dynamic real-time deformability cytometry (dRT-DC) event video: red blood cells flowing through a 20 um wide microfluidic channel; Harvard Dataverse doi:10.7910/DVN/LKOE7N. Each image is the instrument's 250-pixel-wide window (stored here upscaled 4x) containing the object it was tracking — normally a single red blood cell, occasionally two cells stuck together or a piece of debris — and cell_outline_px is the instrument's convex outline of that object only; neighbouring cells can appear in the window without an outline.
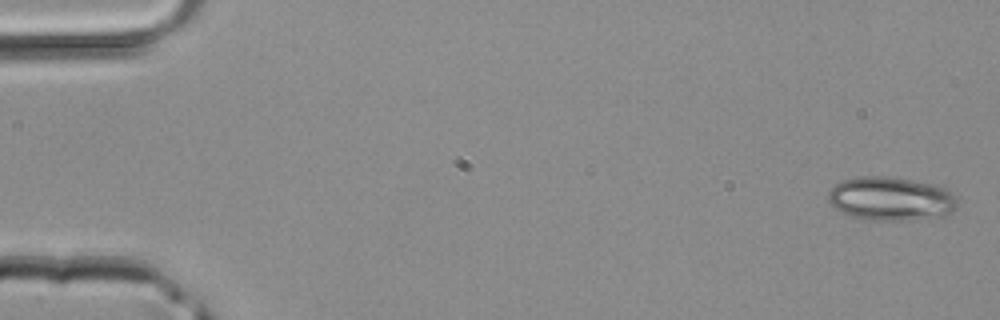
{"species": "common noctule bat (a hibernating species)", "species_latin": "Nyctalus noctula", "temperature_condition": "room temperature", "stored_images_in_passage": 42, "camera_frame_rate_fps": 3000, "um_per_image_px": 0.085, "animal": {"sex": "male", "body_mass_g": 20.4}, "frame": {"image": 1, "passage_image": 1, "time_ms": 0.0, "image_size_px": [1000, 320], "cell_outline_px": [[956, 208], [944, 216], [908, 220], [864, 220], [852, 216], [836, 208], [828, 200], [828, 192], [840, 180], [860, 176], [888, 176], [936, 184], [948, 188], [956, 196]], "centroid_in_image_um": [75.75, 16.88], "position_along_channel_um": 9.3, "area_um2": 33.12}}
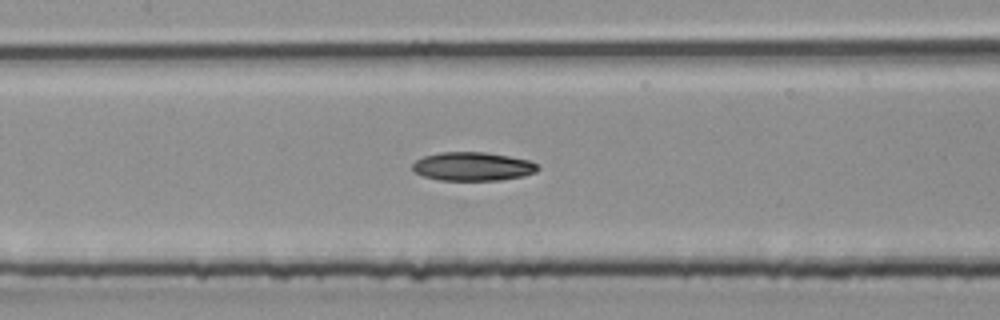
{"frame": {"image": 2, "passage_image": 20, "time_ms": 6.333, "image_size_px": [1000, 320], "cell_outline_px": [[540, 168], [536, 172], [524, 176], [500, 180], [440, 180], [424, 176], [412, 172], [412, 164], [416, 160], [424, 156], [440, 152], [484, 152], [508, 156], [528, 160], [536, 164]], "centroid_in_image_um": [40.16, 14.15], "position_along_channel_um": 167.2, "area_um2": 20.92}}
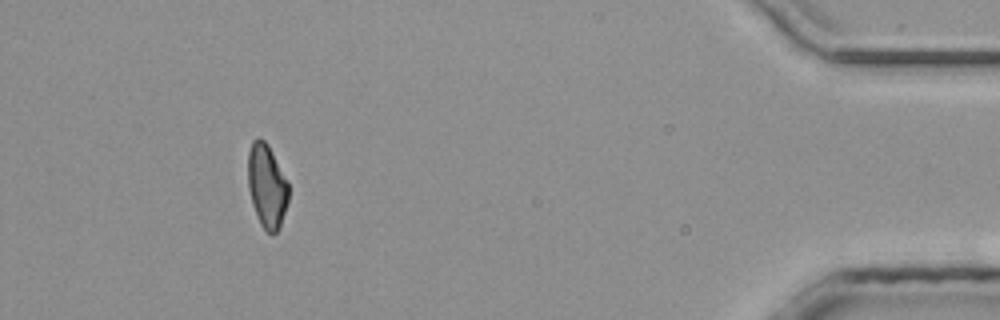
{"frame": {"image": 3, "passage_image": 39, "time_ms": 12.667, "image_size_px": [1000, 320], "cell_outline_px": [[288, 200], [280, 228], [272, 236], [260, 224], [252, 204], [248, 188], [248, 152], [252, 140], [260, 136], [268, 144], [288, 184]], "centroid_in_image_um": [22.66, 15.81], "position_along_channel_um": 412.5, "area_um2": 19.77}}